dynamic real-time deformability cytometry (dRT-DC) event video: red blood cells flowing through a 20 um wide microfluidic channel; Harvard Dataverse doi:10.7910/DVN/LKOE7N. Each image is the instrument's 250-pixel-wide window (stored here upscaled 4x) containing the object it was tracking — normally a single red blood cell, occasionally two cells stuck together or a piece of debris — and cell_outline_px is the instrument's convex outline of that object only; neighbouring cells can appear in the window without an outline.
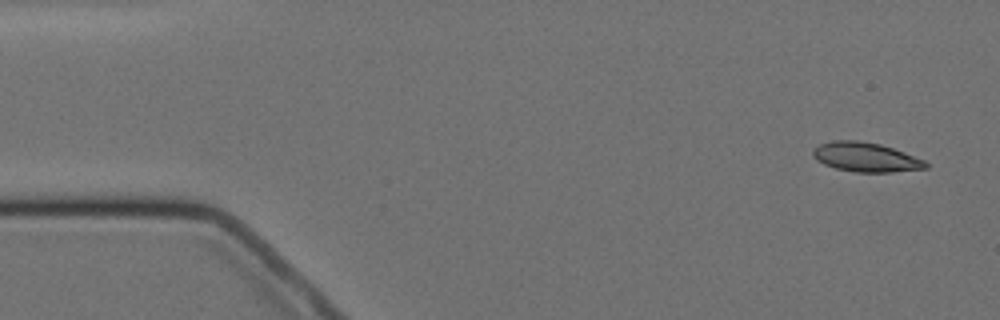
{"species": "Egyptian fruit bat (a non-hibernating species)", "species_latin": "Rousettus aegyptiacus", "temperature_condition": "cold", "stored_images_in_passage": 4, "camera_frame_rate_fps": 3000, "um_per_image_px": 0.085, "animal": {"sex": "female"}, "frame": {"image": 1, "passage_image": 1, "time_ms": 0.0, "image_size_px": [1000, 320], "cell_outline_px": [[928, 168], [892, 172], [856, 172], [836, 168], [824, 164], [816, 160], [812, 156], [812, 152], [820, 144], [832, 140], [860, 140], [880, 144], [904, 152], [924, 160], [928, 164]], "centroid_in_image_um": [73.58, 13.35], "position_along_channel_um": 11.4, "area_um2": 19.25}}
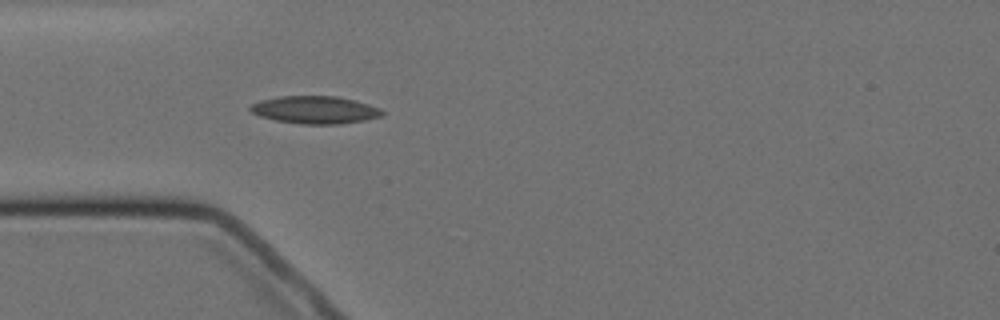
{"frame": {"image": 2, "passage_image": 4, "time_ms": 4.333, "image_size_px": [1000, 320], "cell_outline_px": [[384, 116], [364, 120], [340, 124], [300, 124], [276, 120], [260, 116], [252, 112], [248, 108], [252, 104], [260, 100], [280, 96], [336, 96], [368, 104], [380, 108], [384, 112]], "centroid_in_image_um": [26.78, 9.34], "position_along_channel_um": 58.2, "area_um2": 21.15}}